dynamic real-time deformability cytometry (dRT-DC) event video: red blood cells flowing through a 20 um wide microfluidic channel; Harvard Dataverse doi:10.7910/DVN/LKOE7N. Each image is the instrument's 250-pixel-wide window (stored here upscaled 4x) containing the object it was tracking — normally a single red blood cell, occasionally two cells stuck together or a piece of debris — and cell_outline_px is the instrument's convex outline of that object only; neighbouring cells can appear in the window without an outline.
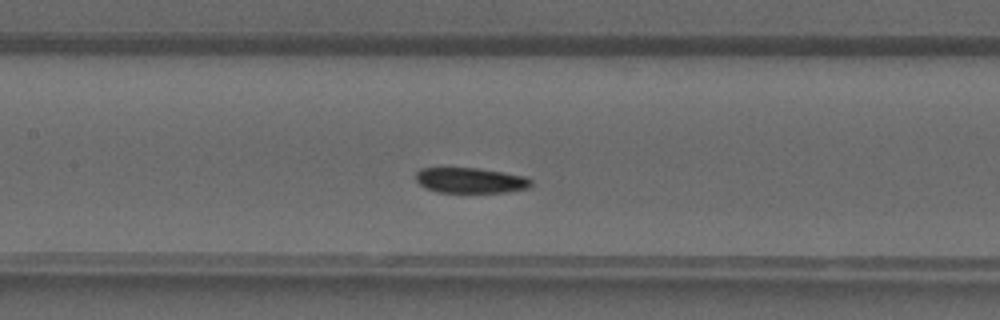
{"species": "common noctule bat (a hibernating species)", "species_latin": "Nyctalus noctula", "temperature_condition": "warm", "stored_images_in_passage": 35, "camera_frame_rate_fps": 3000, "um_per_image_px": 0.085, "animal": {"sex": "male", "forearm_length_mm": 52.5}, "frame": {"image": 1, "passage_image": 14, "time_ms": 4.333, "image_size_px": [1000, 320], "cell_outline_px": [[532, 184], [528, 188], [504, 192], [436, 192], [424, 188], [416, 180], [416, 172], [420, 168], [480, 168], [528, 176], [532, 180]], "centroid_in_image_um": [40.0, 15.32], "position_along_channel_um": 167.4, "area_um2": 17.22}}
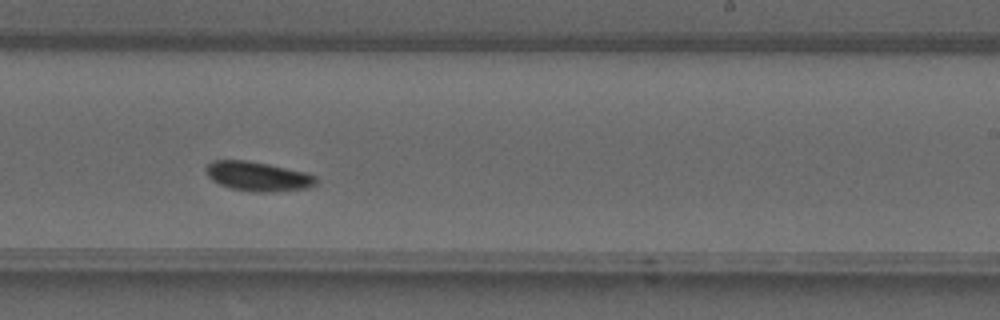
{"frame": {"image": 2, "passage_image": 20, "time_ms": 6.333, "image_size_px": [1000, 320], "cell_outline_px": [[316, 184], [308, 188], [268, 192], [256, 192], [232, 188], [220, 184], [212, 180], [208, 176], [204, 168], [212, 160], [248, 160], [308, 172], [316, 176]], "centroid_in_image_um": [21.93, 14.98], "position_along_channel_um": 267.1, "area_um2": 18.9}}
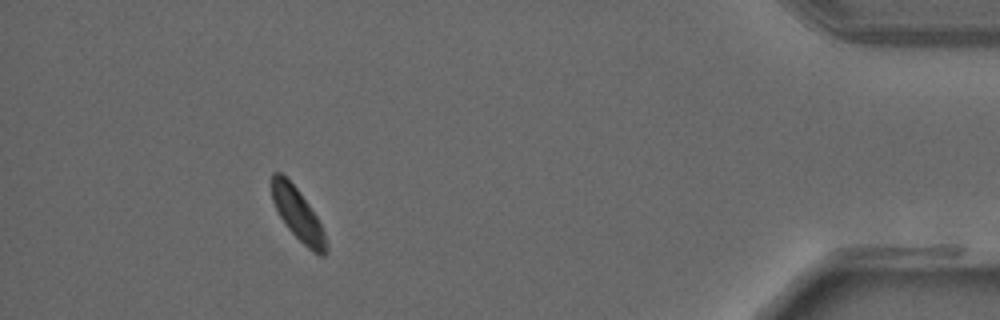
{"frame": {"image": 3, "passage_image": 32, "time_ms": 10.333, "image_size_px": [1000, 320], "cell_outline_px": [[328, 252], [324, 256], [320, 256], [312, 252], [288, 228], [280, 216], [272, 200], [272, 172], [280, 172], [296, 188], [308, 204], [316, 216], [324, 232], [328, 248]], "centroid_in_image_um": [25.33, 18.26], "position_along_channel_um": 409.9, "area_um2": 16.13}}